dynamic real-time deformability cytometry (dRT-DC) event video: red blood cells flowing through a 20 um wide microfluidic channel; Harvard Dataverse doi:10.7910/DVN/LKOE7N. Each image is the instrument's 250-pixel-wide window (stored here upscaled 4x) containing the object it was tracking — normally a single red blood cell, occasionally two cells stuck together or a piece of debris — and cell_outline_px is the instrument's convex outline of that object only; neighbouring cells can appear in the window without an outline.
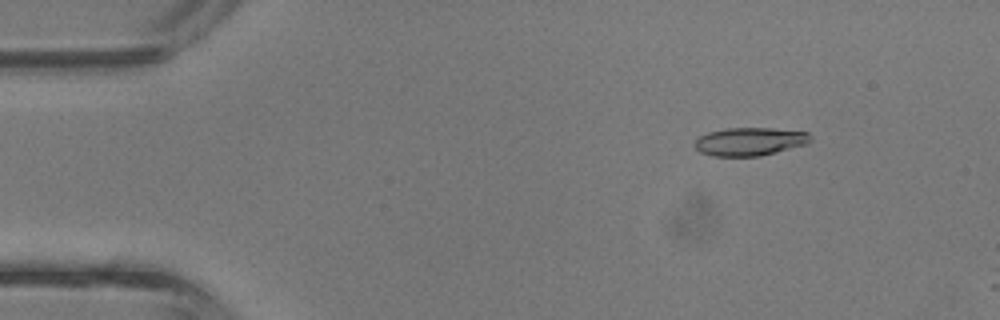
{"species": "common noctule bat (a hibernating species)", "species_latin": "Nyctalus noctula", "temperature_condition": "room temperature", "stored_images_in_passage": 2, "segment_of_instrument_passage": [1, 2], "camera_frame_rate_fps": 3000, "um_per_image_px": 0.085, "animal": {"sex": "male", "body_mass_g": 13.3}, "frame": {"image": 1, "passage_image": 1, "time_ms": 0.0, "image_size_px": [1000, 320], "cell_outline_px": [[812, 140], [808, 144], [760, 156], [712, 156], [700, 152], [696, 148], [696, 140], [700, 136], [708, 132], [728, 128], [772, 128], [808, 132], [812, 136]], "centroid_in_image_um": [63.78, 12.03], "position_along_channel_um": 21.2, "area_um2": 19.02}}